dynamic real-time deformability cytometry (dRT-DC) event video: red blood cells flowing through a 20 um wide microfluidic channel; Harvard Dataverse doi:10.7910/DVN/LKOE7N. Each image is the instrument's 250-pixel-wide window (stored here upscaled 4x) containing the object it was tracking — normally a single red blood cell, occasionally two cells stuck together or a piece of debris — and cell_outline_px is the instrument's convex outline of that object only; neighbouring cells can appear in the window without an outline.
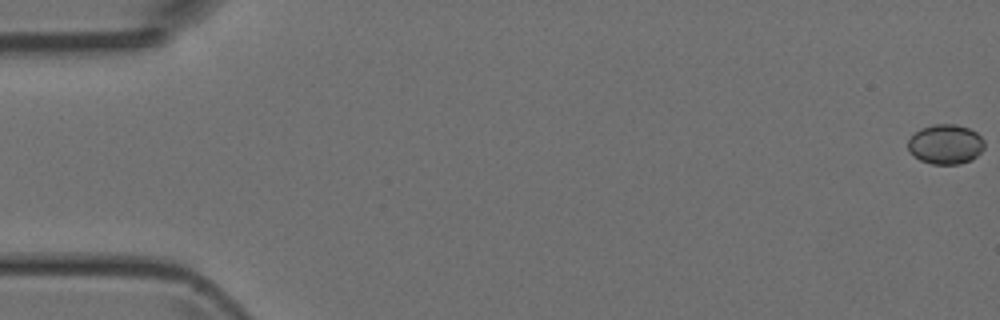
{"species": "Egyptian fruit bat (a non-hibernating species)", "species_latin": "Rousettus aegyptiacus", "temperature_condition": "room temperature", "stored_images_in_passage": 50, "camera_frame_rate_fps": 3000, "um_per_image_px": 0.085, "animal": {"sex": "female"}, "frame": {"image": 1, "passage_image": 1, "time_ms": 0.0, "image_size_px": [1000, 320], "cell_outline_px": [[984, 148], [972, 160], [960, 164], [932, 164], [920, 160], [908, 148], [908, 140], [920, 128], [936, 124], [956, 124], [968, 128], [976, 132], [984, 140]], "centroid_in_image_um": [80.4, 12.26], "position_along_channel_um": 4.6, "area_um2": 17.57}}
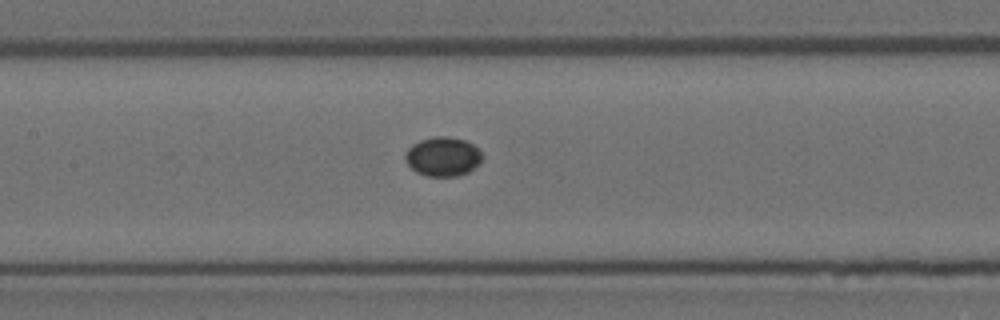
{"frame": {"image": 2, "passage_image": 24, "time_ms": 7.667, "image_size_px": [1000, 320], "cell_outline_px": [[480, 164], [468, 172], [456, 176], [428, 176], [416, 172], [404, 160], [404, 156], [408, 148], [412, 144], [420, 140], [436, 136], [444, 136], [464, 140], [472, 144], [480, 152]], "centroid_in_image_um": [37.61, 13.31], "position_along_channel_um": 169.8, "area_um2": 17.4}}
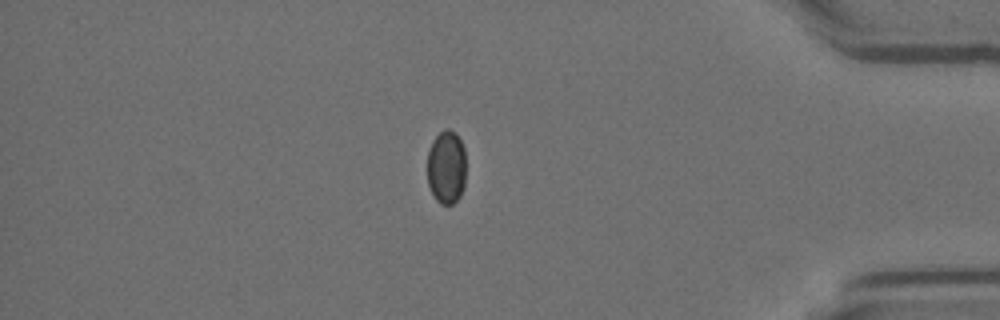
{"frame": {"image": 3, "passage_image": 43, "time_ms": 14.0, "image_size_px": [1000, 320], "cell_outline_px": [[464, 188], [460, 196], [452, 204], [440, 204], [436, 200], [428, 184], [428, 152], [432, 140], [444, 128], [448, 128], [456, 132], [464, 148]], "centroid_in_image_um": [37.94, 14.19], "position_along_channel_um": 397.3, "area_um2": 16.59}}